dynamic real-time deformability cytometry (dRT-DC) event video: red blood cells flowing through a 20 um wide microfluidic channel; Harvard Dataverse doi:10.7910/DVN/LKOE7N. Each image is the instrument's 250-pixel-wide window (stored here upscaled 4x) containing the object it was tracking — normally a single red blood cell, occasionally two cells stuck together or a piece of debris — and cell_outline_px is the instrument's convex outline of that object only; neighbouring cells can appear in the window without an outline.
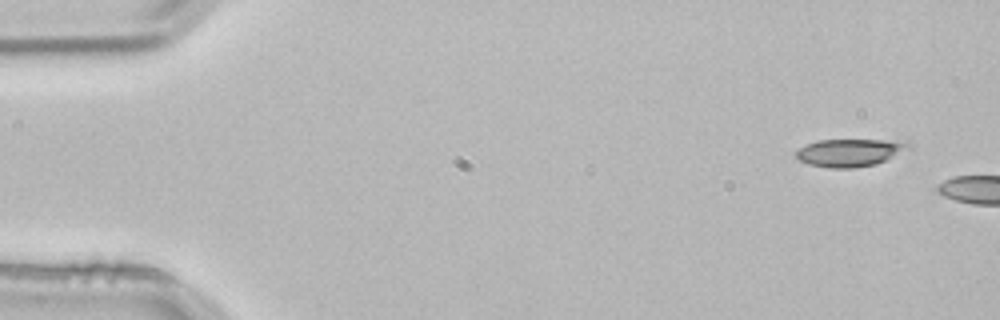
{"species": "common noctule bat (a hibernating species)", "species_latin": "Nyctalus noctula", "temperature_condition": "room temperature", "stored_images_in_passage": 3, "camera_frame_rate_fps": 3000, "um_per_image_px": 0.085, "animal": {"sex": "male", "body_mass_g": 21.5, "forearm_length_mm": 52.0}, "frame": {"image": 1, "passage_image": 3, "time_ms": 0.667, "image_size_px": [1000, 320], "cell_outline_px": [[912, 148], [876, 164], [852, 168], [832, 168], [808, 164], [800, 160], [796, 156], [796, 152], [800, 148], [816, 140], [908, 140], [912, 144]], "centroid_in_image_um": [72.31, 12.96], "position_along_channel_um": 12.7, "area_um2": 18.21}}